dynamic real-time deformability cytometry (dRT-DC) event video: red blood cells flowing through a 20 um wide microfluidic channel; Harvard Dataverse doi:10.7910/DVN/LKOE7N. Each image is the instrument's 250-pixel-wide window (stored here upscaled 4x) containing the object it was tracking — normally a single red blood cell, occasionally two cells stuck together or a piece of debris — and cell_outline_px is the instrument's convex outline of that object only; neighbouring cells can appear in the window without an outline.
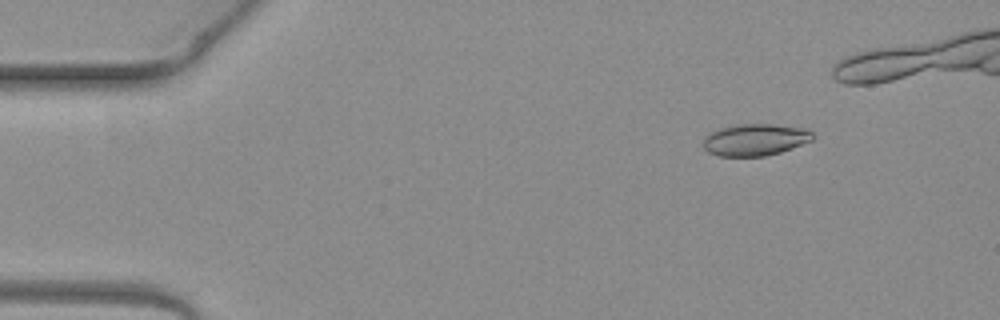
{"species": "common noctule bat (a hibernating species)", "species_latin": "Nyctalus noctula", "temperature_condition": "warm", "stored_images_in_passage": 6, "camera_frame_rate_fps": 3000, "um_per_image_px": 0.085, "animal": {"sex": "female", "body_mass_g": 19.3, "forearm_length_mm": 54.1}, "frame": {"image": 1, "passage_image": 2, "time_ms": 0.333, "image_size_px": [1000, 320], "cell_outline_px": [[816, 136], [812, 140], [780, 152], [764, 156], [720, 156], [708, 152], [704, 148], [704, 136], [716, 128], [736, 124], [772, 124], [808, 128]], "centroid_in_image_um": [64.18, 11.86], "position_along_channel_um": 20.8, "area_um2": 20.52}}
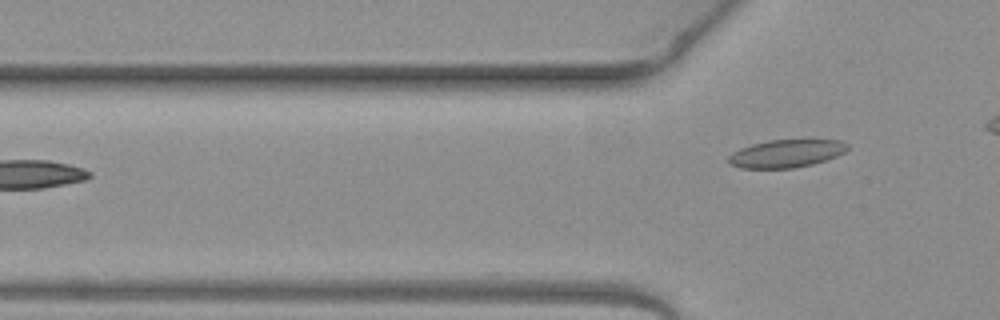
{"frame": {"image": 2, "passage_image": 6, "time_ms": 1.667, "image_size_px": [1000, 320], "cell_outline_px": [[848, 148], [844, 152], [836, 156], [812, 164], [792, 168], [740, 168], [728, 164], [728, 156], [732, 152], [740, 148], [752, 144], [768, 140], [840, 140], [848, 144]], "centroid_in_image_um": [66.79, 13.05], "position_along_channel_um": 59.0, "area_um2": 19.25}}